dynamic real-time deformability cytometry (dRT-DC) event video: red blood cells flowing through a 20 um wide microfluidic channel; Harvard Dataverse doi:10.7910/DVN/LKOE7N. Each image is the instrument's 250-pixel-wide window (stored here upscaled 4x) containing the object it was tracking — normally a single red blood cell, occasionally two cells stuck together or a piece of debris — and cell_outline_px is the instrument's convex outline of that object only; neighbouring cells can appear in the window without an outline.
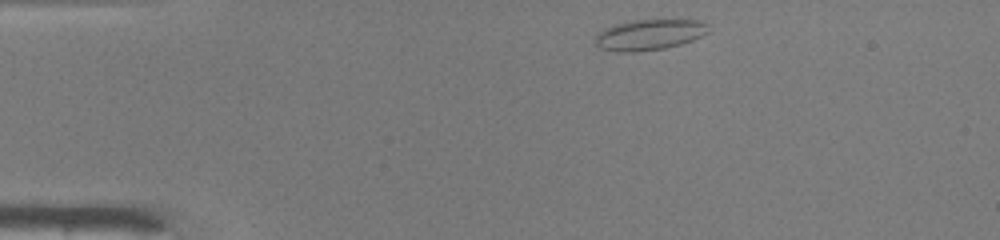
{"species": "common noctule bat (a hibernating species)", "species_latin": "Nyctalus noctula", "temperature_condition": "warm", "stored_images_in_passage": 41, "camera_frame_rate_fps": 3000, "um_per_image_px": 0.085, "animal": {"sex": "male", "body_mass_g": 19.0, "forearm_length_mm": 50.8}, "frame": {"image": 1, "passage_image": 1, "time_ms": 0.0, "image_size_px": [1000, 240], "cell_outline_px": [[708, 32], [692, 40], [680, 44], [664, 48], [636, 52], [616, 52], [600, 48], [592, 40], [596, 32], [612, 24], [636, 20], [700, 20], [708, 24]], "centroid_in_image_um": [55.11, 2.95], "position_along_channel_um": 29.9, "area_um2": 20.46}}
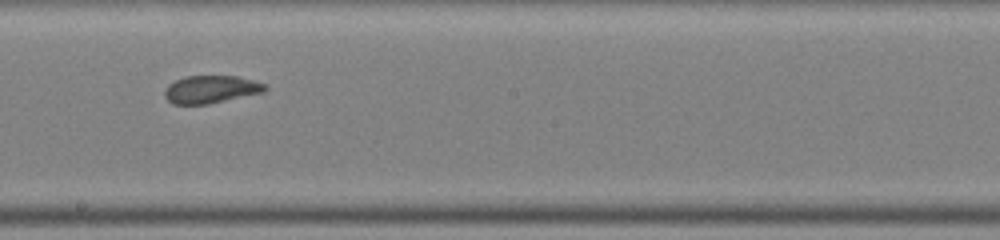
{"frame": {"image": 2, "passage_image": 20, "time_ms": 6.333, "image_size_px": [1000, 240], "cell_outline_px": [[268, 88], [264, 92], [208, 104], [172, 104], [164, 96], [164, 92], [168, 84], [184, 76], [236, 76], [268, 84]], "centroid_in_image_um": [17.94, 7.59], "position_along_channel_um": 230.3, "area_um2": 16.24}}
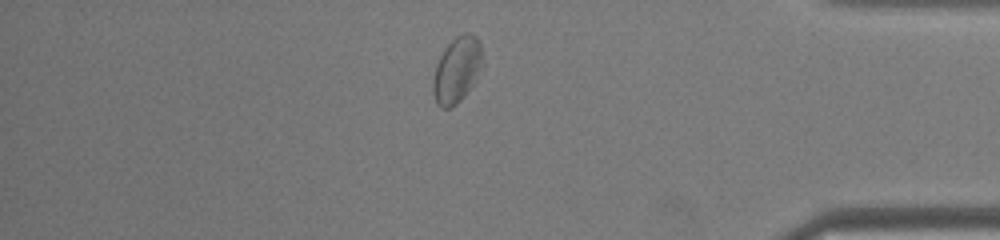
{"frame": {"image": 3, "passage_image": 34, "time_ms": 11.0, "image_size_px": [1000, 240], "cell_outline_px": [[480, 60], [476, 80], [464, 96], [452, 108], [440, 108], [436, 104], [432, 88], [432, 80], [436, 64], [444, 48], [456, 36], [468, 32], [476, 36], [480, 44]], "centroid_in_image_um": [38.78, 5.97], "position_along_channel_um": 396.4, "area_um2": 18.67}, "authors_computed_cell_mechanics": {"area_um2": 17.8602, "velocity_mm_per_s": 4.1289, "shape_relaxation_time_tau1_ms": null, "shape_relaxation_time_tau2_ms": 1.4517, "deformation_change_tau1": null, "deformation_change_tau2": 0.0683}}